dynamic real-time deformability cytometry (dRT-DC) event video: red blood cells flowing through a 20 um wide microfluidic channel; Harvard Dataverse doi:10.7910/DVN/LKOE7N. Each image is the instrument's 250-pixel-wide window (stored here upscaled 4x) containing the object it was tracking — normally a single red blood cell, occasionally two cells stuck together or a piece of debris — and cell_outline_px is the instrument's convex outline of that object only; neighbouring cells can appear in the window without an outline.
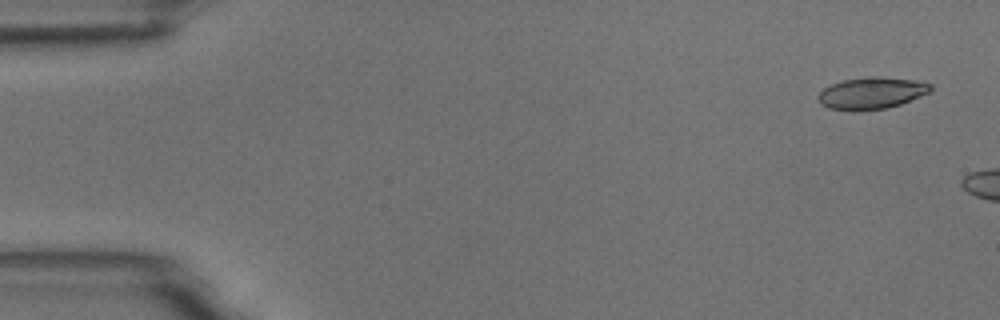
{"species": "common noctule bat (a hibernating species)", "species_latin": "Nyctalus noctula", "temperature_condition": "room temperature", "stored_images_in_passage": 2, "camera_frame_rate_fps": 3000, "um_per_image_px": 0.085, "animal": {"sex": "male", "body_mass_g": 18.8}, "frame": {"image": 1, "passage_image": 1, "time_ms": 0.0, "image_size_px": [1000, 320], "cell_outline_px": [[932, 92], [900, 104], [888, 108], [828, 108], [820, 104], [820, 92], [824, 88], [832, 84], [844, 80], [868, 76], [876, 76], [912, 80], [932, 84]], "centroid_in_image_um": [74.15, 7.87], "position_along_channel_um": 10.8, "area_um2": 20.06}}